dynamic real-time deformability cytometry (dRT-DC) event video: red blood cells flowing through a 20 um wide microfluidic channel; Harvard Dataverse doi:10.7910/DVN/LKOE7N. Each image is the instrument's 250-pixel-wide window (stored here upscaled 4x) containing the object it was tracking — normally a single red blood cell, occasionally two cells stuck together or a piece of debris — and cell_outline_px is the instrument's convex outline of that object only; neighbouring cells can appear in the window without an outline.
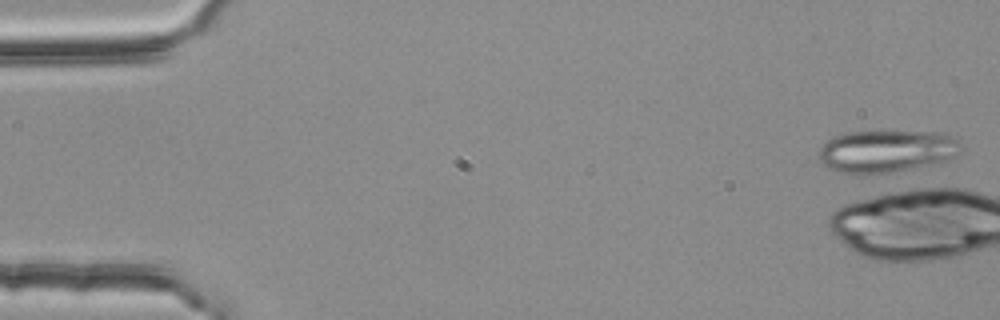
{"species": "common noctule bat (a hibernating species)", "species_latin": "Nyctalus noctula", "temperature_condition": "room temperature", "stored_images_in_passage": 3, "camera_frame_rate_fps": 3000, "um_per_image_px": 0.085, "animal": {"sex": "female", "body_mass_g": 25.1}, "frame": {"image": 1, "passage_image": 1, "time_ms": 0.0, "image_size_px": [1000, 320], "cell_outline_px": [[964, 148], [956, 156], [948, 160], [868, 176], [840, 172], [828, 168], [820, 160], [820, 148], [832, 136], [844, 132], [888, 128], [944, 132], [952, 136]], "centroid_in_image_um": [75.37, 12.78], "position_along_channel_um": 9.6, "area_um2": 36.53}}